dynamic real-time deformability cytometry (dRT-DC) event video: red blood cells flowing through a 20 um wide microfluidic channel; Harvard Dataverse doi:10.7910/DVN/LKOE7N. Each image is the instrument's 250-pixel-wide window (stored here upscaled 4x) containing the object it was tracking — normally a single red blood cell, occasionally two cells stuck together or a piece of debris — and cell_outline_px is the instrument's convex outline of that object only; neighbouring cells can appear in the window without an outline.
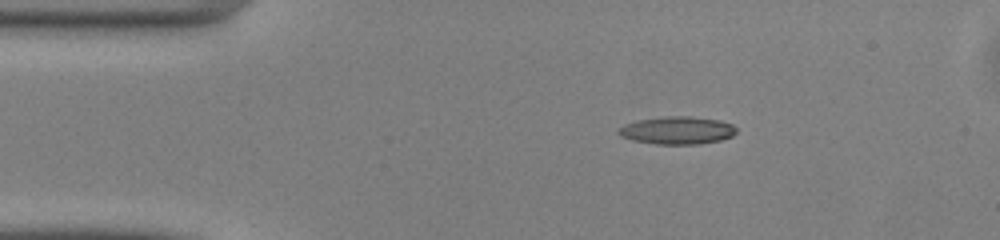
{"species": "common noctule bat (a hibernating species)", "species_latin": "Nyctalus noctula", "temperature_condition": "warm", "stored_images_in_passage": 42, "camera_frame_rate_fps": 3000, "um_per_image_px": 0.085, "animal": {"sex": "male", "body_mass_g": 13.0, "forearm_length_mm": 53.1}, "frame": {"image": 1, "passage_image": 1, "time_ms": 0.0, "image_size_px": [1000, 240], "cell_outline_px": [[736, 132], [732, 136], [720, 140], [700, 144], [656, 144], [632, 140], [620, 136], [616, 132], [616, 128], [624, 124], [636, 120], [664, 116], [688, 116], [720, 120], [732, 124], [736, 128]], "centroid_in_image_um": [57.51, 11.07], "position_along_channel_um": 27.5, "area_um2": 19.25}}
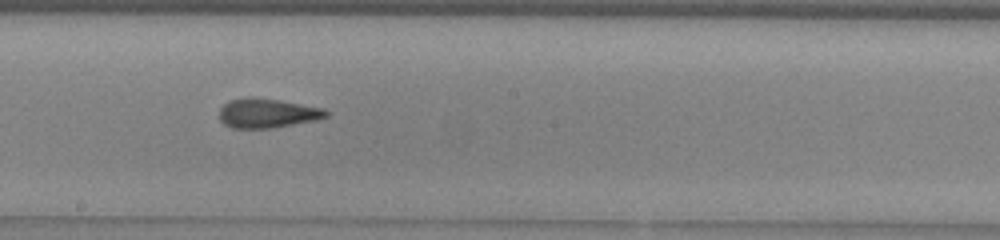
{"frame": {"image": 2, "passage_image": 19, "time_ms": 6.0, "image_size_px": [1000, 240], "cell_outline_px": [[328, 116], [316, 120], [272, 128], [232, 128], [224, 124], [220, 120], [220, 108], [228, 100], [248, 96], [280, 100], [324, 108], [328, 112]], "centroid_in_image_um": [22.7, 9.61], "position_along_channel_um": 225.5, "area_um2": 18.38}}
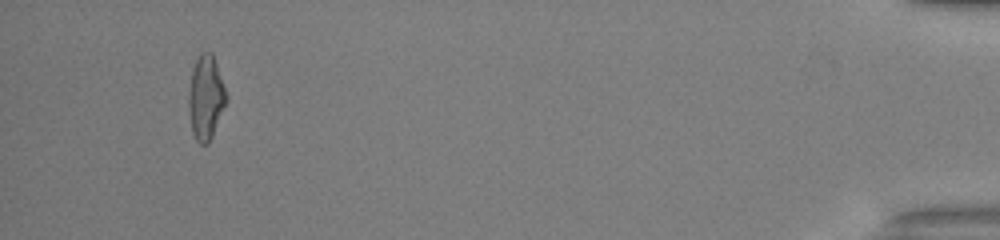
{"frame": {"image": 3, "passage_image": 39, "time_ms": 12.667, "image_size_px": [1000, 240], "cell_outline_px": [[228, 100], [212, 136], [208, 144], [200, 144], [196, 140], [192, 132], [188, 104], [188, 92], [192, 68], [200, 52], [212, 52], [228, 96]], "centroid_in_image_um": [17.49, 8.28], "position_along_channel_um": 417.7, "area_um2": 18.61}, "authors_computed_cell_mechanics": {"area_um2": 18.2937, "velocity_mm_per_s": 4.1366, "shape_relaxation_time_tau1_ms": 5.687, "shape_relaxation_time_tau2_ms": 2.0666, "deformation_change_tau1": 0.1786, "deformation_change_tau2": 0.1291}}